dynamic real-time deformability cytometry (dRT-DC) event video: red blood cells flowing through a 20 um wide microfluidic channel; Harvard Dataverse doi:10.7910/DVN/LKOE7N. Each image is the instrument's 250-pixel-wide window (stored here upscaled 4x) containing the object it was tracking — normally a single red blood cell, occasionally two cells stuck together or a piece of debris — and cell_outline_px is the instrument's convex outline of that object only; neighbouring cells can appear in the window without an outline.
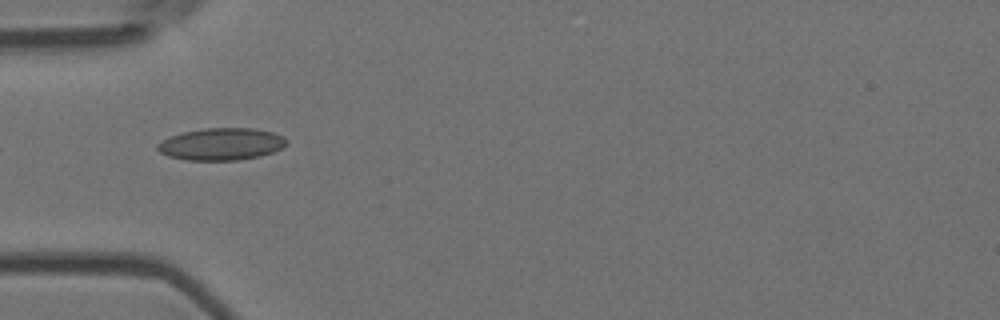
{"species": "Egyptian fruit bat (a non-hibernating species)", "species_latin": "Rousettus aegyptiacus", "temperature_condition": "room temperature", "stored_images_in_passage": 7, "camera_frame_rate_fps": 3000, "um_per_image_px": 0.085, "animal": {"sex": "female"}, "frame": {"image": 1, "passage_image": 5, "time_ms": 1.333, "image_size_px": [1000, 320], "cell_outline_px": [[288, 144], [272, 152], [260, 156], [236, 160], [188, 160], [168, 156], [160, 152], [156, 148], [156, 144], [160, 140], [184, 132], [204, 128], [252, 128], [272, 132], [284, 136], [288, 140]], "centroid_in_image_um": [18.81, 12.24], "position_along_channel_um": 66.2, "area_um2": 24.16}}
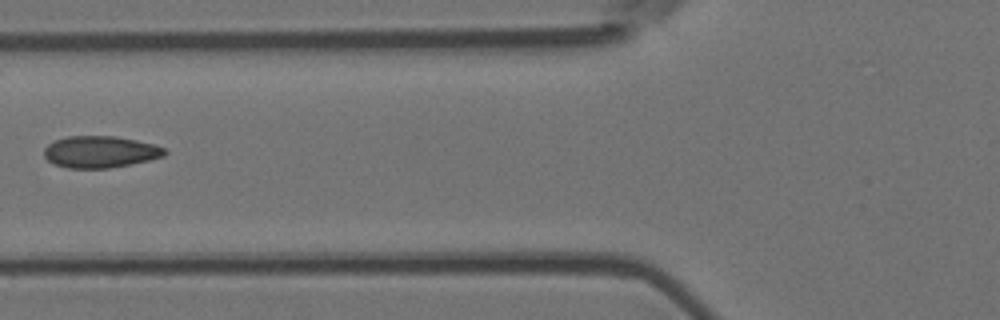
{"frame": {"image": 2, "passage_image": 6, "time_ms": 1.667, "image_size_px": [1000, 320], "cell_outline_px": [[168, 152], [164, 156], [148, 160], [108, 168], [68, 168], [56, 164], [48, 160], [44, 156], [44, 148], [48, 144], [56, 140], [68, 136], [116, 136], [156, 144], [164, 148]], "centroid_in_image_um": [8.53, 12.9], "position_along_channel_um": 117.3, "area_um2": 22.2}}
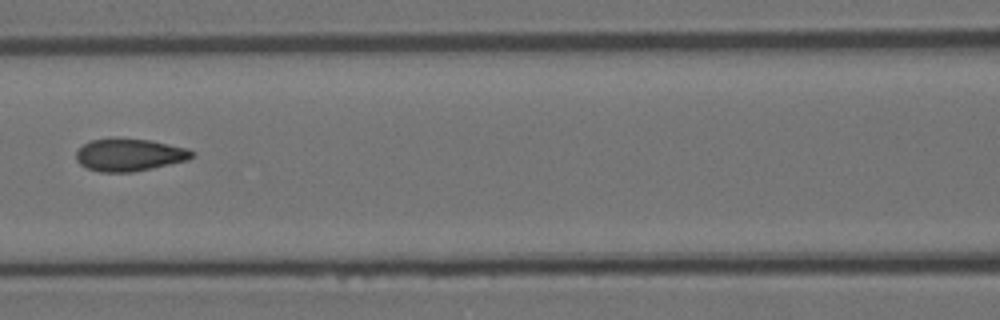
{"frame": {"image": 3, "passage_image": 7, "time_ms": 2.0, "image_size_px": [1000, 320], "cell_outline_px": [[196, 152], [188, 160], [152, 168], [132, 172], [100, 172], [88, 168], [80, 164], [76, 160], [76, 152], [84, 144], [92, 140], [112, 136], [152, 140], [188, 148]], "centroid_in_image_um": [11.0, 13.13], "position_along_channel_um": 155.6, "area_um2": 22.31}}